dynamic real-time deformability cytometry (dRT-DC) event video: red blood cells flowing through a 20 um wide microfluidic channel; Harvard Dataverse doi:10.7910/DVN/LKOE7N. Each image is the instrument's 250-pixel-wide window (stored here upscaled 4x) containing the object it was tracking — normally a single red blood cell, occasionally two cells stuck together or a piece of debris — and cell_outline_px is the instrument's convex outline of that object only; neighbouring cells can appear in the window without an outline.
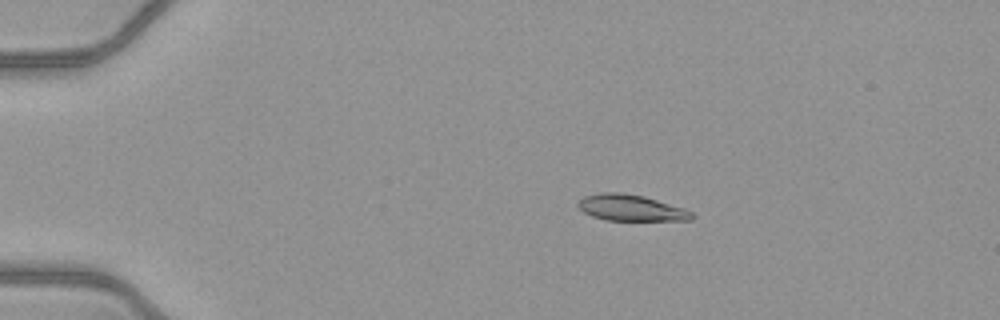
{"species": "common noctule bat (a hibernating species)", "species_latin": "Nyctalus noctula", "temperature_condition": "warm", "stored_images_in_passage": 52, "camera_frame_rate_fps": 3000, "um_per_image_px": 0.085, "animal": {"sex": "female", "body_mass_g": 21.9}, "frame": {"image": 1, "passage_image": 11, "time_ms": 3.333, "image_size_px": [1000, 320], "cell_outline_px": [[696, 216], [692, 220], [604, 220], [592, 216], [584, 212], [576, 204], [584, 196], [604, 192], [620, 192], [644, 196], [684, 208], [692, 212]], "centroid_in_image_um": [53.64, 17.67], "position_along_channel_um": 31.4, "area_um2": 17.34}}
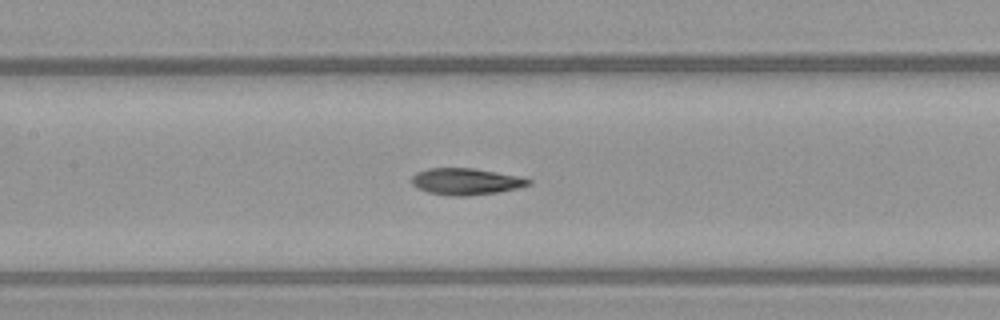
{"frame": {"image": 2, "passage_image": 26, "time_ms": 8.333, "image_size_px": [1000, 320], "cell_outline_px": [[532, 184], [516, 188], [496, 192], [468, 196], [452, 196], [428, 192], [416, 188], [412, 184], [412, 176], [416, 172], [428, 168], [472, 168], [516, 176], [532, 180]], "centroid_in_image_um": [39.55, 15.43], "position_along_channel_um": 167.9, "area_um2": 17.92}}
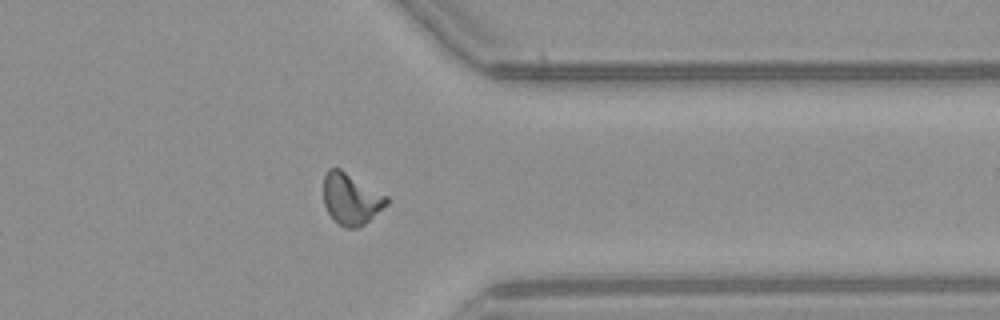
{"frame": {"image": 3, "passage_image": 42, "time_ms": 13.667, "image_size_px": [1000, 320], "cell_outline_px": [[388, 204], [364, 224], [356, 228], [344, 228], [328, 212], [324, 204], [324, 176], [328, 168], [340, 168], [388, 196]], "centroid_in_image_um": [29.84, 16.89], "position_along_channel_um": 381.6, "area_um2": 18.73}, "authors_computed_cell_mechanics": {"area_um2": 17.918, "velocity_mm_per_s": 4.106, "shape_relaxation_time_tau1_ms": 5.9901, "shape_relaxation_time_tau2_ms": 2.2831, "deformation_change_tau1": 0.1944, "deformation_change_tau2": 0.0908}}